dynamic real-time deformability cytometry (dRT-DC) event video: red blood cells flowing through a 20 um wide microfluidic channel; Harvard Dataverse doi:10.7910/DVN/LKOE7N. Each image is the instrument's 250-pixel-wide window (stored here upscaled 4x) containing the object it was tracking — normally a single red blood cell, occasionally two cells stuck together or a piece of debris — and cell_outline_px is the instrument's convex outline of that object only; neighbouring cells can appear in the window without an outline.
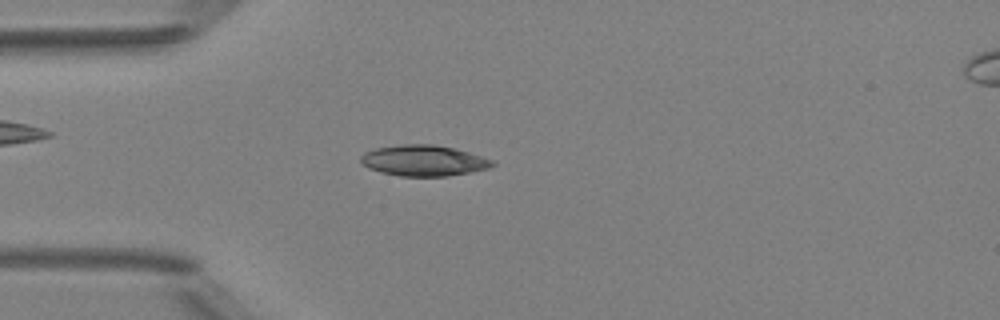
{"species": "Egyptian fruit bat (a non-hibernating species)", "species_latin": "Rousettus aegyptiacus", "temperature_condition": "room temperature", "stored_images_in_passage": 5, "camera_frame_rate_fps": 3000, "um_per_image_px": 0.085, "animal": {"sex": "female"}, "frame": {"image": 1, "passage_image": 4, "time_ms": 3.667, "image_size_px": [1000, 320], "cell_outline_px": [[496, 164], [488, 168], [448, 176], [400, 176], [380, 172], [368, 168], [360, 164], [360, 156], [364, 152], [376, 148], [404, 144], [436, 144], [456, 148], [492, 160]], "centroid_in_image_um": [35.96, 13.64], "position_along_channel_um": 49.0, "area_um2": 23.7}}